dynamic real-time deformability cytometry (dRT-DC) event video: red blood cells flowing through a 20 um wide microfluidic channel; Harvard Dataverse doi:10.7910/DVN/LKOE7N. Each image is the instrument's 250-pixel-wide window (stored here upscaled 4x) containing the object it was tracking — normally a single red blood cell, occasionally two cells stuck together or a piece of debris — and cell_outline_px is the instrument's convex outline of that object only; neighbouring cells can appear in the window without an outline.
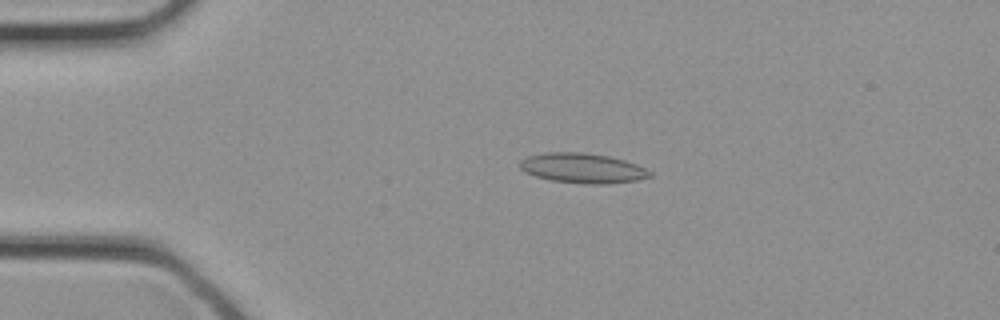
{"species": "common noctule bat (a hibernating species)", "species_latin": "Nyctalus noctula", "temperature_condition": "cold", "stored_images_in_passage": 30, "camera_frame_rate_fps": 3000, "um_per_image_px": 0.085, "animal": {"sex": "female", "body_mass_g": 21.9}, "frame": {"image": 1, "passage_image": 4, "time_ms": 1.0, "image_size_px": [1000, 320], "cell_outline_px": [[652, 176], [636, 180], [608, 184], [584, 184], [552, 180], [536, 176], [524, 172], [520, 168], [520, 160], [528, 156], [544, 152], [584, 152], [608, 156], [624, 160], [636, 164], [652, 172]], "centroid_in_image_um": [49.5, 14.29], "position_along_channel_um": 35.5, "area_um2": 22.66}}
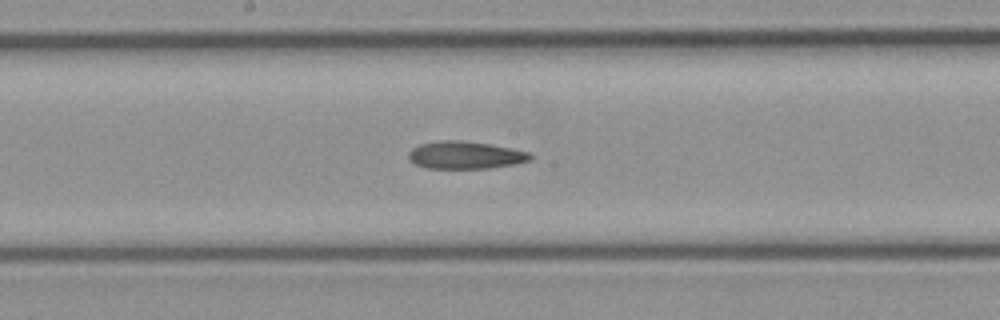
{"frame": {"image": 2, "passage_image": 14, "time_ms": 4.333, "image_size_px": [1000, 320], "cell_outline_px": [[532, 160], [516, 164], [488, 168], [424, 168], [408, 160], [408, 152], [412, 148], [420, 144], [440, 140], [464, 140], [512, 148], [532, 152]], "centroid_in_image_um": [39.56, 13.18], "position_along_channel_um": 208.6, "area_um2": 19.77}}
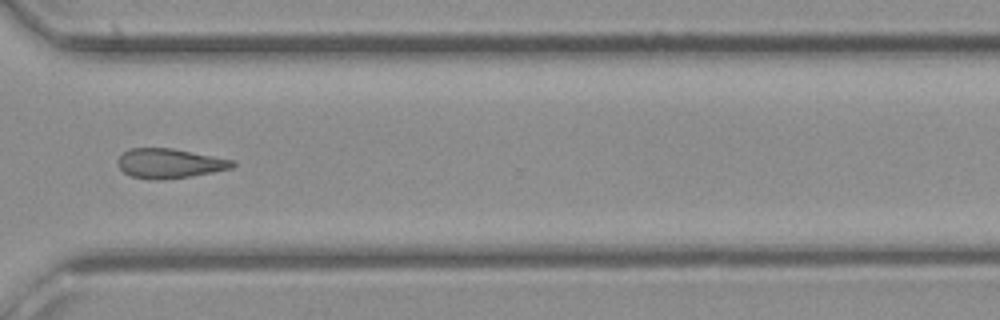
{"frame": {"image": 3, "passage_image": 21, "time_ms": 6.667, "image_size_px": [1000, 320], "cell_outline_px": [[236, 164], [232, 168], [212, 172], [188, 176], [160, 180], [156, 180], [132, 176], [124, 172], [116, 164], [116, 160], [128, 148], [172, 148], [232, 160]], "centroid_in_image_um": [14.36, 13.88], "position_along_channel_um": 356.2, "area_um2": 19.54}}